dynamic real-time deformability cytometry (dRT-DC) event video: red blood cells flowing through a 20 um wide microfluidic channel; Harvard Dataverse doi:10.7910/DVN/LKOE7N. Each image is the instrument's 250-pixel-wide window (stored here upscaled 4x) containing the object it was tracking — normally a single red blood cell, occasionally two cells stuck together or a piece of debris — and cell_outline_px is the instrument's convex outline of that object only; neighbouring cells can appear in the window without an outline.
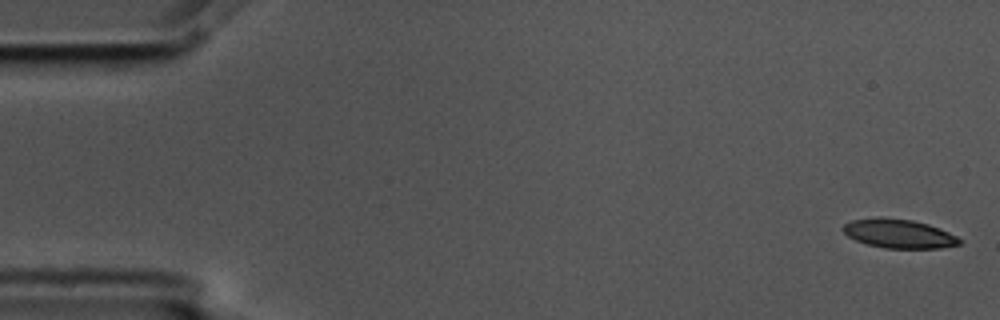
{"species": "common noctule bat (a hibernating species)", "species_latin": "Nyctalus noctula", "temperature_condition": "cold", "stored_images_in_passage": 5, "camera_frame_rate_fps": 3000, "um_per_image_px": 0.085, "animal": {"sex": "male", "body_mass_g": 17.5, "forearm_length_mm": 52.3}, "frame": {"image": 1, "passage_image": 1, "time_ms": 0.0, "image_size_px": [1000, 320], "cell_outline_px": [[960, 244], [940, 248], [884, 248], [868, 244], [856, 240], [848, 236], [840, 228], [844, 224], [852, 220], [912, 220], [928, 224], [948, 232], [956, 236], [960, 240]], "centroid_in_image_um": [76.43, 19.9], "position_along_channel_um": 8.6, "area_um2": 18.73}}
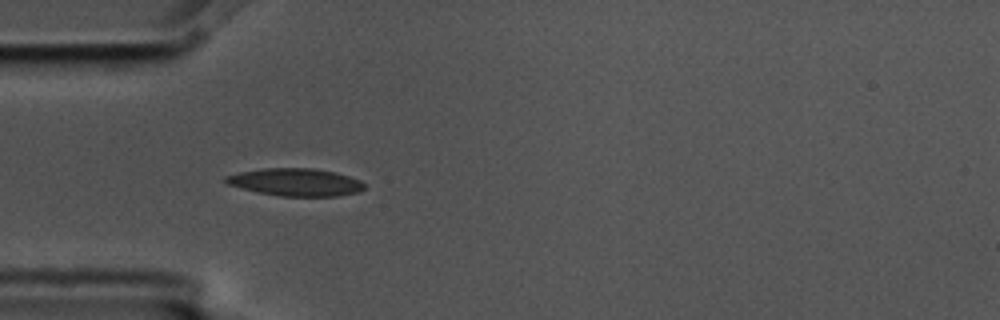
{"frame": {"image": 2, "passage_image": 5, "time_ms": 1.333, "image_size_px": [1000, 320], "cell_outline_px": [[364, 188], [360, 192], [340, 196], [280, 196], [260, 192], [228, 184], [224, 180], [224, 176], [240, 172], [264, 168], [312, 168], [336, 172], [360, 180], [364, 184]], "centroid_in_image_um": [25.17, 15.48], "position_along_channel_um": 59.8, "area_um2": 22.14}}